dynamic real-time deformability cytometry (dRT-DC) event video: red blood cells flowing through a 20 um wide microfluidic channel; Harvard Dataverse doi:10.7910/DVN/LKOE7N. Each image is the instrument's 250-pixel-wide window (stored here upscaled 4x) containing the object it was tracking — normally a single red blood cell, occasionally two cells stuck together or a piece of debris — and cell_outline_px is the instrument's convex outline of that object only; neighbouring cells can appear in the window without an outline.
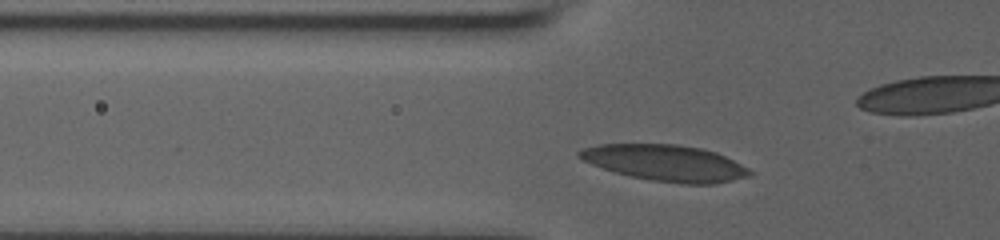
{"species": "human", "species_latin": "Homo sapiens", "temperature_condition": "room temperature", "stored_images_in_passage": 36, "camera_frame_rate_fps": 3000, "um_per_image_px": 0.085, "donor": {"sex": "male"}, "frame": {"image": 1, "passage_image": 7, "time_ms": 2.0, "image_size_px": [1000, 240], "cell_outline_px": [[756, 172], [748, 176], [716, 184], [680, 184], [652, 180], [632, 176], [616, 172], [592, 164], [576, 156], [576, 152], [584, 148], [600, 144], [676, 144], [700, 148], [716, 152]], "centroid_in_image_um": [56.58, 13.85], "position_along_channel_um": 69.2, "area_um2": 35.72}}
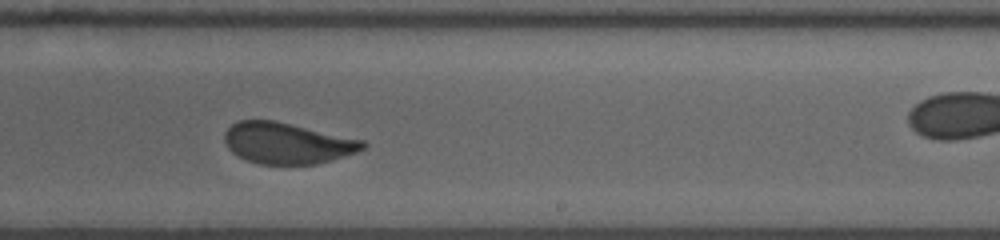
{"frame": {"image": 2, "passage_image": 23, "time_ms": 7.333, "image_size_px": [1000, 240], "cell_outline_px": [[368, 144], [364, 148], [356, 152], [332, 160], [316, 164], [260, 164], [248, 160], [232, 152], [228, 148], [224, 140], [224, 132], [232, 124], [240, 120], [276, 120], [364, 140]], "centroid_in_image_um": [24.42, 12.16], "position_along_channel_um": 264.6, "area_um2": 33.18}}
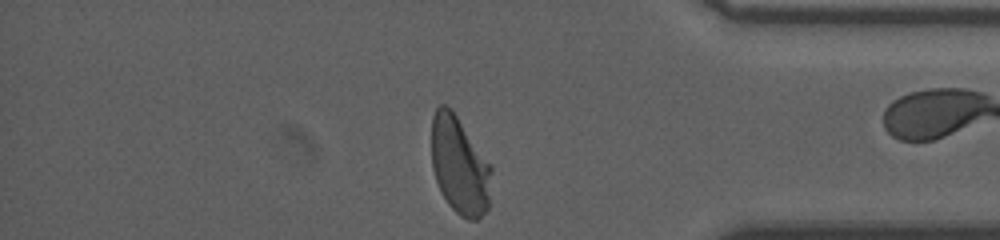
{"frame": {"image": 3, "passage_image": 35, "time_ms": 11.333, "image_size_px": [1000, 240], "cell_outline_px": [[492, 168], [488, 208], [476, 220], [468, 220], [460, 216], [448, 204], [436, 180], [432, 168], [432, 116], [436, 108], [440, 104], [444, 104], [452, 108]], "centroid_in_image_um": [39.05, 14.06], "position_along_channel_um": 396.2, "area_um2": 33.87}}